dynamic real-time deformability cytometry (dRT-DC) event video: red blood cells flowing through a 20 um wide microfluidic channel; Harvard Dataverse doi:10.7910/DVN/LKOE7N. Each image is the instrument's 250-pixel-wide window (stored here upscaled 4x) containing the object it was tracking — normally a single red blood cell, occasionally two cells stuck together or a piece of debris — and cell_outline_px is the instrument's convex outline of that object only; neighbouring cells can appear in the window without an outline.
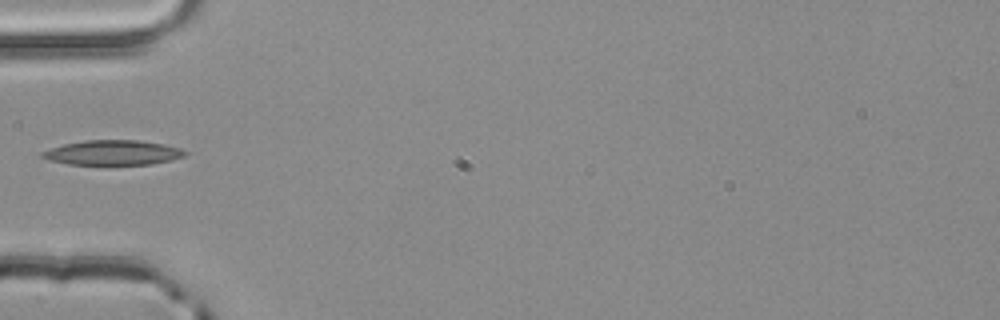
{"species": "common noctule bat (a hibernating species)", "species_latin": "Nyctalus noctula", "temperature_condition": "room temperature", "stored_images_in_passage": 3, "camera_frame_rate_fps": 3000, "um_per_image_px": 0.085, "animal": {"sex": "male", "body_mass_g": 20.4}, "frame": {"image": 1, "passage_image": 3, "time_ms": 0.667, "image_size_px": [1000, 320], "cell_outline_px": [[188, 152], [184, 156], [172, 160], [152, 164], [68, 164], [48, 160], [40, 156], [40, 152], [64, 144], [84, 140], [140, 140], [164, 144], [180, 148]], "centroid_in_image_um": [9.6, 12.97], "position_along_channel_um": 75.4, "area_um2": 20.63}}